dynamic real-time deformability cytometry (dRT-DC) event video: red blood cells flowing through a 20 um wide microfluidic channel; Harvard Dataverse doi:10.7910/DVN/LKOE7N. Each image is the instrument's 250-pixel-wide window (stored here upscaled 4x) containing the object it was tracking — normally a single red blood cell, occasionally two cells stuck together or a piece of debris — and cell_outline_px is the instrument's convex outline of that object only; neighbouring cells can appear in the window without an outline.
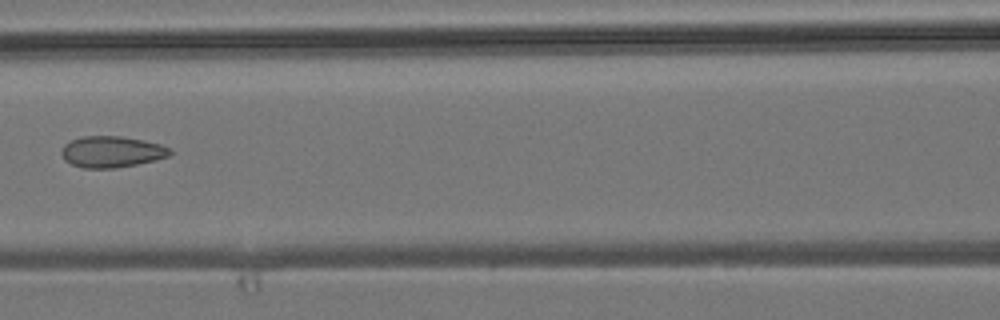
{"species": "common noctule bat (a hibernating species)", "species_latin": "Nyctalus noctula", "temperature_condition": "room temperature", "stored_images_in_passage": 7, "camera_frame_rate_fps": 3000, "um_per_image_px": 0.085, "animal": {"sex": "male", "body_mass_g": 19.2, "forearm_length_mm": 51.8}, "frame": {"image": 1, "passage_image": 7, "time_ms": 7.667, "image_size_px": [1000, 320], "cell_outline_px": [[172, 152], [168, 156], [156, 160], [116, 168], [84, 168], [72, 164], [64, 160], [60, 152], [64, 144], [72, 140], [84, 136], [120, 136], [160, 144], [168, 148]], "centroid_in_image_um": [9.46, 12.91], "position_along_channel_um": 157.1, "area_um2": 19.59}}